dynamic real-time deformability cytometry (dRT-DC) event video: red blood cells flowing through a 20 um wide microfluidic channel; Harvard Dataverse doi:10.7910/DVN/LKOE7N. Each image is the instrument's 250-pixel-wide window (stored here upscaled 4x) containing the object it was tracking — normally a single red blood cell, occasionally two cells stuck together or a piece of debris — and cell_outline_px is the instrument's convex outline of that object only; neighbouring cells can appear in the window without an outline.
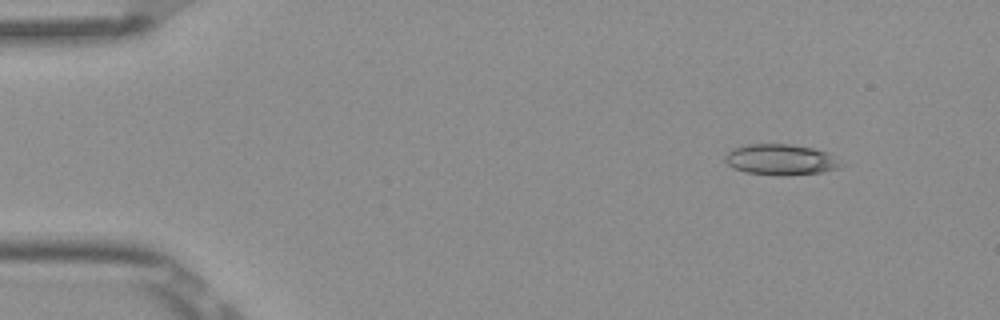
{"species": "Egyptian fruit bat (a non-hibernating species)", "species_latin": "Rousettus aegyptiacus", "temperature_condition": "room temperature", "stored_images_in_passage": 5, "camera_frame_rate_fps": 3000, "um_per_image_px": 0.085, "frame": {"image": 1, "passage_image": 2, "time_ms": 0.333, "image_size_px": [1000, 320], "cell_outline_px": [[848, 164], [840, 168], [824, 172], [784, 176], [780, 176], [744, 172], [728, 164], [724, 160], [724, 156], [728, 152], [736, 148], [748, 144], [792, 144], [812, 148], [828, 152]], "centroid_in_image_um": [66.46, 13.58], "position_along_channel_um": 18.5, "area_um2": 21.15}}
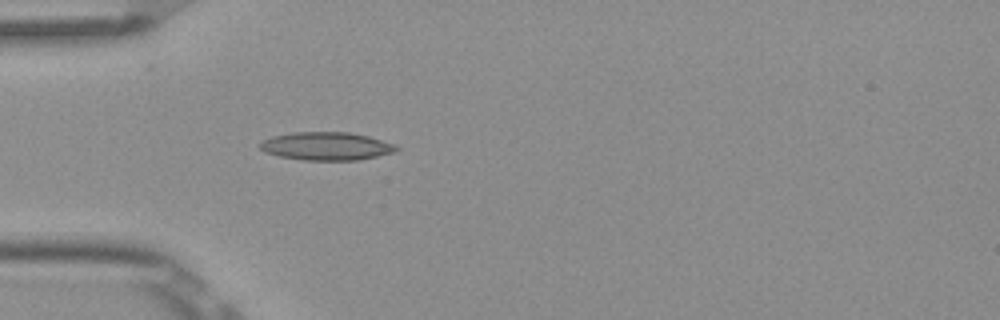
{"frame": {"image": 2, "passage_image": 5, "time_ms": 1.333, "image_size_px": [1000, 320], "cell_outline_px": [[400, 148], [392, 152], [376, 156], [356, 160], [304, 160], [280, 156], [264, 152], [260, 148], [260, 144], [264, 140], [272, 136], [296, 132], [348, 132], [368, 136], [392, 144]], "centroid_in_image_um": [27.71, 12.42], "position_along_channel_um": 57.3, "area_um2": 21.96}}